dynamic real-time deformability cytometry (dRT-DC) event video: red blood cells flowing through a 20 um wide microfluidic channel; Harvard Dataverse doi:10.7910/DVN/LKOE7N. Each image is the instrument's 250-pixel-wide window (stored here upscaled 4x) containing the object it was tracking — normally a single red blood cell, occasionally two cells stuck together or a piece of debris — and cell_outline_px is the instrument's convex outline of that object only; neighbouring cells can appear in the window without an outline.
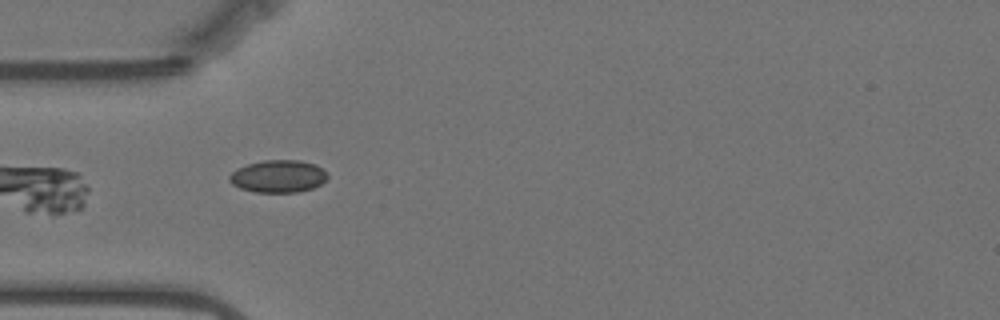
{"species": "Egyptian fruit bat (a non-hibernating species)", "species_latin": "Rousettus aegyptiacus", "temperature_condition": "warm", "stored_images_in_passage": 3, "camera_frame_rate_fps": 3000, "um_per_image_px": 0.085, "animal": {"sex": "female"}, "frame": {"image": 1, "passage_image": 1, "time_ms": 0.0, "image_size_px": [1000, 320], "cell_outline_px": [[328, 176], [320, 184], [312, 188], [300, 192], [256, 192], [240, 188], [232, 184], [228, 180], [228, 176], [236, 168], [248, 164], [264, 160], [300, 160], [316, 164]], "centroid_in_image_um": [23.61, 14.98], "position_along_channel_um": 61.4, "area_um2": 18.5}}